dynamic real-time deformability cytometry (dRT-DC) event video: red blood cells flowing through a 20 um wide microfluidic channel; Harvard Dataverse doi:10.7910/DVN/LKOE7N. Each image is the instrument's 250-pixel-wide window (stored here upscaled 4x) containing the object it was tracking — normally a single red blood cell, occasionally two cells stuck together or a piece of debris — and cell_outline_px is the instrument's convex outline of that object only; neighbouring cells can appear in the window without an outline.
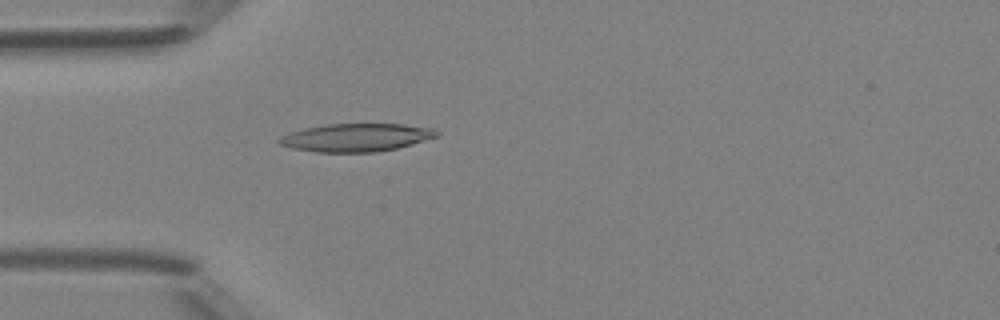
{"species": "Egyptian fruit bat (a non-hibernating species)", "species_latin": "Rousettus aegyptiacus", "temperature_condition": "room temperature", "stored_images_in_passage": 35, "camera_frame_rate_fps": 3000, "um_per_image_px": 0.085, "animal": {"sex": "female"}, "frame": {"image": 1, "passage_image": 1, "time_ms": 0.0, "image_size_px": [1000, 320], "cell_outline_px": [[440, 136], [412, 144], [396, 148], [376, 152], [316, 152], [292, 148], [280, 144], [276, 140], [280, 136], [304, 128], [328, 124], [404, 124], [432, 128], [440, 132]], "centroid_in_image_um": [30.3, 11.69], "position_along_channel_um": 54.7, "area_um2": 25.72}}
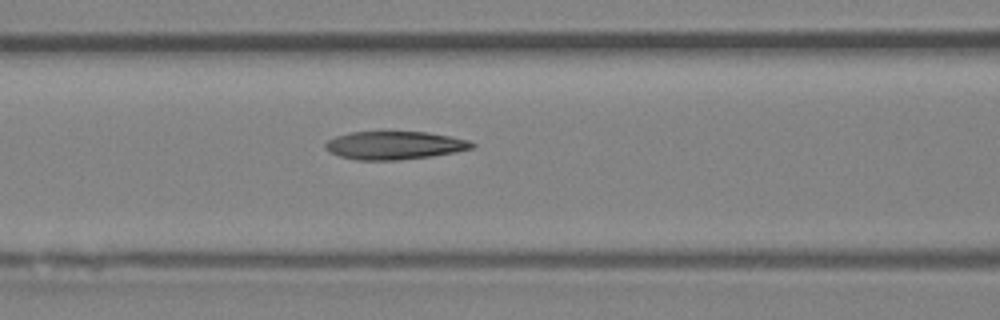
{"frame": {"image": 2, "passage_image": 7, "time_ms": 2.0, "image_size_px": [1000, 320], "cell_outline_px": [[476, 144], [472, 148], [456, 152], [432, 156], [396, 160], [356, 160], [340, 156], [324, 148], [324, 144], [328, 140], [336, 136], [352, 132], [428, 132], [468, 140]], "centroid_in_image_um": [33.53, 12.36], "position_along_channel_um": 133.1, "area_um2": 23.87}}
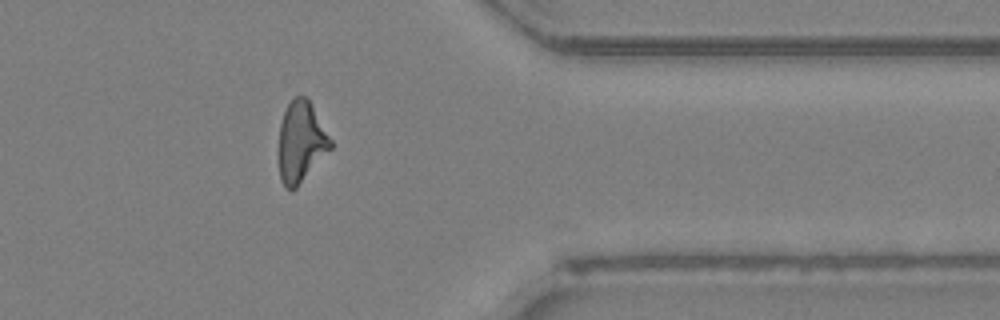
{"frame": {"image": 3, "passage_image": 26, "time_ms": 8.333, "image_size_px": [1000, 320], "cell_outline_px": [[332, 148], [296, 188], [284, 188], [280, 180], [280, 124], [284, 112], [288, 104], [296, 96], [304, 96], [308, 100], [332, 140]], "centroid_in_image_um": [25.6, 12.08], "position_along_channel_um": 385.8, "area_um2": 23.81}, "authors_computed_cell_mechanics": {"area_um2": 23.8136, "velocity_mm_per_s": 4.2437, "shape_relaxation_time_tau1_ms": null, "shape_relaxation_time_tau2_ms": 4.6356, "deformation_change_tau1": null, "deformation_change_tau2": 0.1595}}